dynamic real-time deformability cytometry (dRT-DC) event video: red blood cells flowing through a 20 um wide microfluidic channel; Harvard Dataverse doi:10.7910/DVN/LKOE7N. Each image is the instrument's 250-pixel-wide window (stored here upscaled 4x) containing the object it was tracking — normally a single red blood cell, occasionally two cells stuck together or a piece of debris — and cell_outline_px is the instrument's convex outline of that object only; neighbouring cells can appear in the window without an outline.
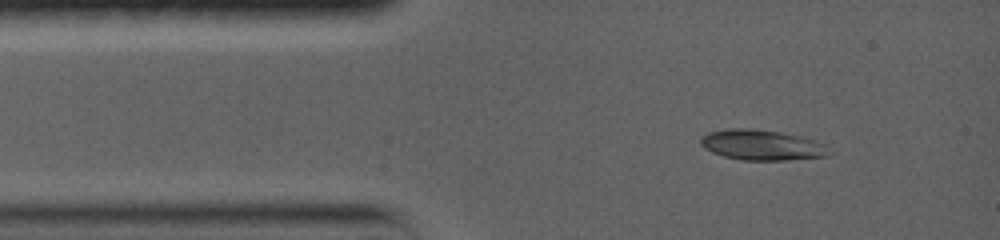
{"species": "common noctule bat (a hibernating species)", "species_latin": "Nyctalus noctula", "temperature_condition": "warm", "stored_images_in_passage": 4, "camera_frame_rate_fps": 5000, "um_per_image_px": 0.085, "animal": {"sex": "female", "body_mass_g": 19.0, "forearm_length_mm": 56.7}, "frame": {"image": 1, "passage_image": 1, "time_ms": 0.0, "image_size_px": [1000, 240], "cell_outline_px": [[832, 152], [828, 156], [788, 160], [744, 160], [724, 156], [712, 152], [704, 148], [700, 144], [700, 136], [708, 132], [728, 128], [752, 128], [780, 132], [800, 136], [824, 144]], "centroid_in_image_um": [64.73, 12.32], "position_along_channel_um": 20.3, "area_um2": 22.83}}
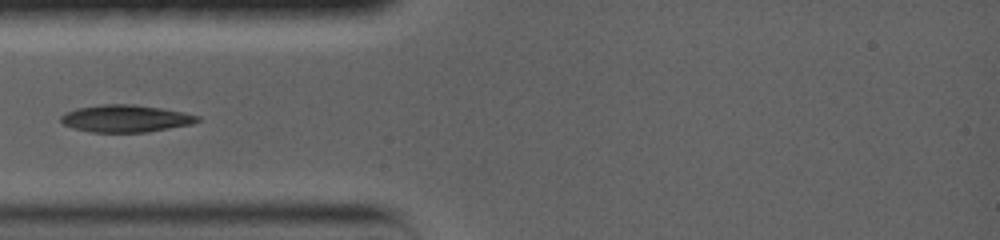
{"frame": {"image": 2, "passage_image": 3, "time_ms": 2.4, "image_size_px": [1000, 240], "cell_outline_px": [[200, 120], [192, 124], [148, 132], [92, 132], [72, 128], [64, 124], [60, 120], [60, 116], [64, 112], [76, 108], [100, 104], [132, 104], [160, 108], [184, 112], [200, 116]], "centroid_in_image_um": [10.66, 10.07], "position_along_channel_um": 74.3, "area_um2": 21.79}}